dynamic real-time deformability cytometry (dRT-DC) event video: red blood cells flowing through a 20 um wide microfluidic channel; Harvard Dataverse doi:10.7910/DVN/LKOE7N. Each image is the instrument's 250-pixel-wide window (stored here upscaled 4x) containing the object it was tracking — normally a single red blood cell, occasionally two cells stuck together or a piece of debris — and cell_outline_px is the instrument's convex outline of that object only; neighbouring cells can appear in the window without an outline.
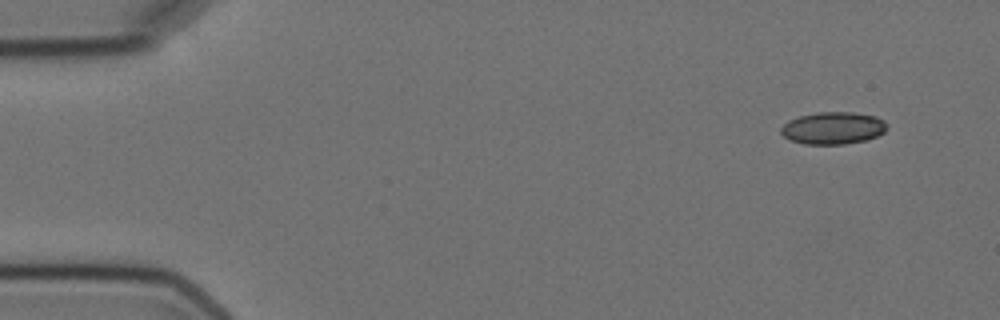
{"species": "Egyptian fruit bat (a non-hibernating species)", "species_latin": "Rousettus aegyptiacus", "temperature_condition": "cold", "stored_images_in_passage": 9, "camera_frame_rate_fps": 3000, "um_per_image_px": 0.085, "animal": {"sex": "female"}, "frame": {"image": 1, "passage_image": 1, "time_ms": 0.0, "image_size_px": [1000, 320], "cell_outline_px": [[888, 128], [884, 132], [868, 140], [844, 144], [804, 144], [788, 140], [780, 132], [780, 128], [788, 120], [800, 116], [816, 112], [852, 112], [876, 116], [884, 120], [888, 124]], "centroid_in_image_um": [70.82, 10.89], "position_along_channel_um": 14.2, "area_um2": 20.17}}
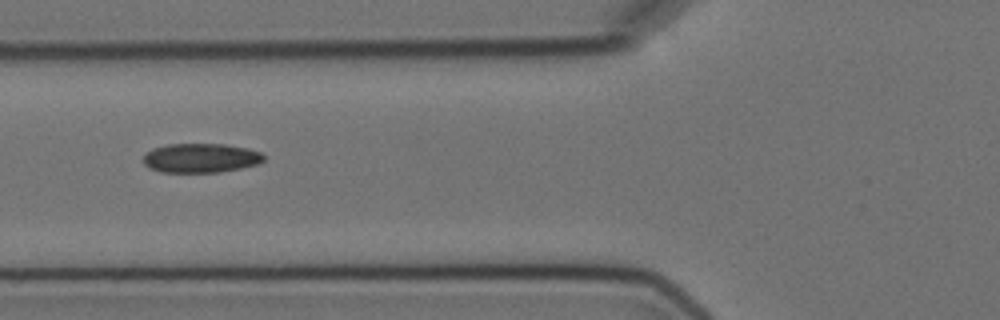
{"frame": {"image": 2, "passage_image": 6, "time_ms": 5.667, "image_size_px": [1000, 320], "cell_outline_px": [[264, 160], [256, 164], [240, 168], [220, 172], [160, 172], [148, 168], [144, 164], [144, 156], [152, 148], [168, 144], [224, 144], [248, 148], [260, 152], [264, 156]], "centroid_in_image_um": [17.04, 13.43], "position_along_channel_um": 108.8, "area_um2": 20.52}}
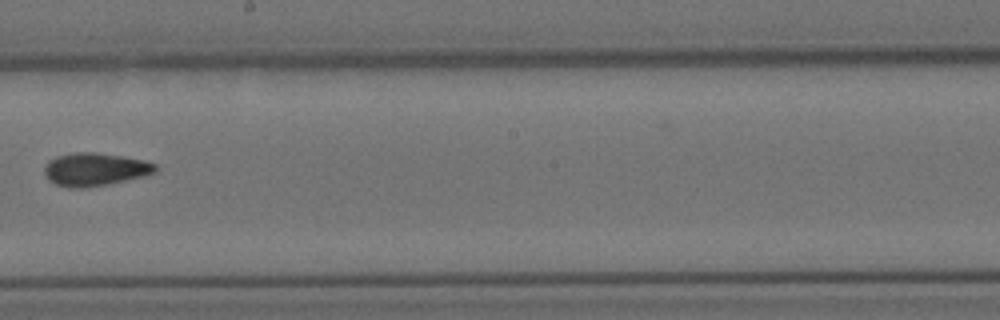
{"frame": {"image": 3, "passage_image": 9, "time_ms": 9.333, "image_size_px": [1000, 320], "cell_outline_px": [[156, 172], [144, 176], [108, 184], [84, 188], [68, 188], [56, 184], [48, 180], [44, 172], [44, 168], [48, 160], [56, 156], [76, 152], [96, 152], [124, 156], [144, 160], [156, 164]], "centroid_in_image_um": [8.06, 14.39], "position_along_channel_um": 240.1, "area_um2": 21.5}}